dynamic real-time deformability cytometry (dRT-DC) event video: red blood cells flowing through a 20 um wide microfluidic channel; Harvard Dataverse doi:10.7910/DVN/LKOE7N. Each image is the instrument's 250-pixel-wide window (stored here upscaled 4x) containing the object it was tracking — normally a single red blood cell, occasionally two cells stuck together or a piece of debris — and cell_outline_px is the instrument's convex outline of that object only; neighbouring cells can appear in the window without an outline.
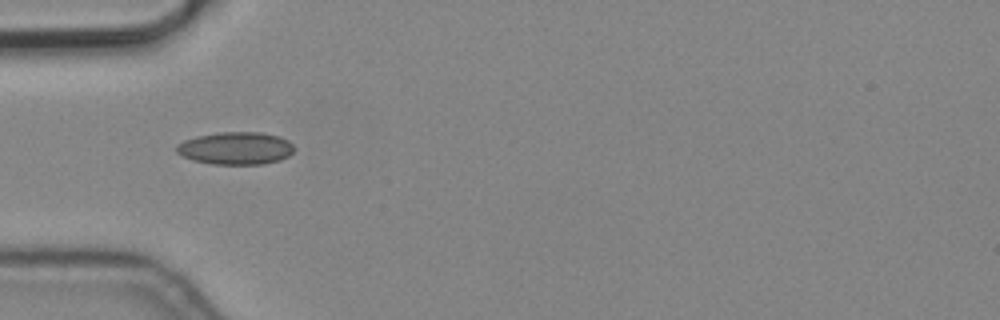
{"species": "common noctule bat (a hibernating species)", "species_latin": "Nyctalus noctula", "temperature_condition": "cold", "stored_images_in_passage": 10, "camera_frame_rate_fps": 3000, "um_per_image_px": 0.085, "animal": {"sex": "male", "body_mass_g": 19.2, "forearm_length_mm": 51.8}, "frame": {"image": 1, "passage_image": 1, "time_ms": 0.0, "image_size_px": [1000, 320], "cell_outline_px": [[296, 148], [288, 156], [280, 160], [264, 164], [212, 164], [192, 160], [176, 152], [176, 144], [184, 140], [196, 136], [220, 132], [260, 132], [280, 136], [288, 140]], "centroid_in_image_um": [20.05, 12.59], "position_along_channel_um": 65.0, "area_um2": 22.48}}
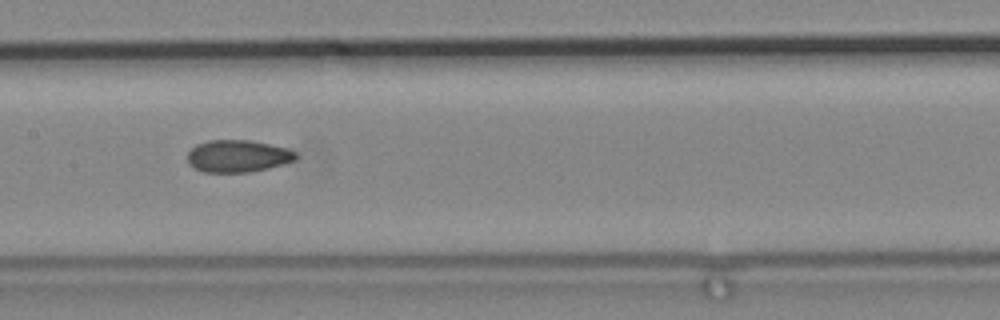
{"frame": {"image": 2, "passage_image": 4, "time_ms": 1.0, "image_size_px": [1000, 320], "cell_outline_px": [[300, 156], [296, 160], [284, 164], [268, 168], [248, 172], [204, 172], [188, 164], [188, 152], [196, 144], [208, 140], [248, 140], [288, 148], [296, 152]], "centroid_in_image_um": [20.24, 13.26], "position_along_channel_um": 187.2, "area_um2": 20.4}}
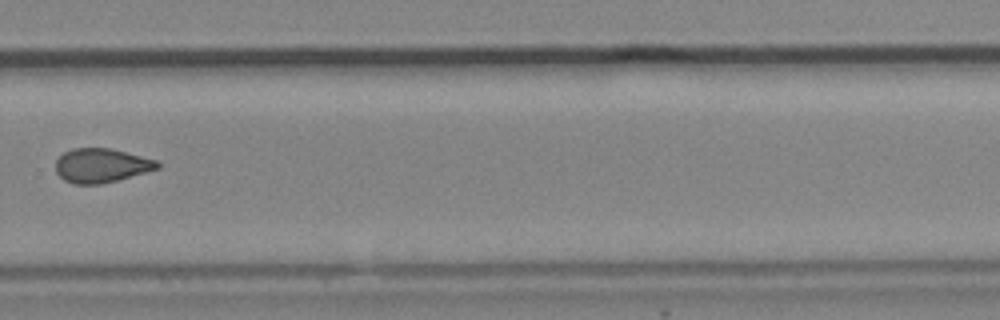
{"frame": {"image": 3, "passage_image": 7, "time_ms": 2.0, "image_size_px": [1000, 320], "cell_outline_px": [[160, 168], [116, 180], [100, 184], [72, 184], [64, 180], [56, 172], [56, 160], [64, 152], [72, 148], [108, 148], [156, 160], [160, 164]], "centroid_in_image_um": [8.58, 14.07], "position_along_channel_um": 321.2, "area_um2": 20.0}}